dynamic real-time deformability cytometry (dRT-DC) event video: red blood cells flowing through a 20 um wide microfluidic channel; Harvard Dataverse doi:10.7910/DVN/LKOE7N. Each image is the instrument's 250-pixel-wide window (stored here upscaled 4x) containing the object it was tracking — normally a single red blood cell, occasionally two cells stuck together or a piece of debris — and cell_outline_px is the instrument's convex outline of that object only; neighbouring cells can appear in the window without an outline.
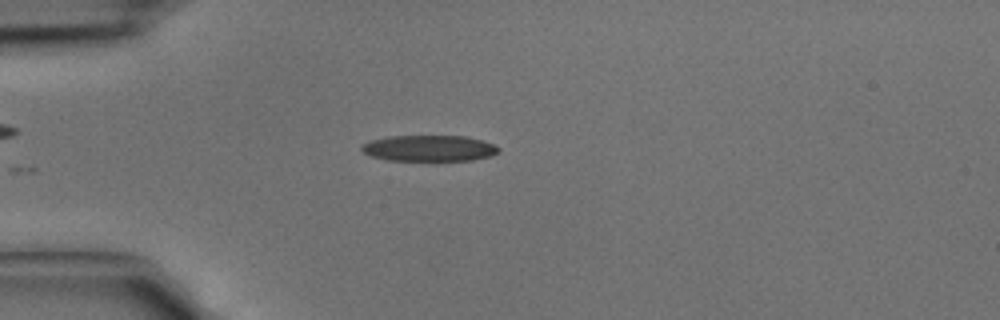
{"species": "common noctule bat (a hibernating species)", "species_latin": "Nyctalus noctula", "temperature_condition": "cold", "stored_images_in_passage": 25, "camera_frame_rate_fps": 3000, "um_per_image_px": 0.085, "animal": {"sex": "male", "body_mass_g": 15.6}, "frame": {"image": 1, "passage_image": 1, "time_ms": 0.0, "image_size_px": [1000, 320], "cell_outline_px": [[500, 152], [492, 156], [472, 160], [388, 160], [372, 156], [364, 152], [360, 148], [364, 144], [372, 140], [388, 136], [464, 136], [484, 140], [500, 148]], "centroid_in_image_um": [36.53, 12.6], "position_along_channel_um": 48.5, "area_um2": 20.69}}
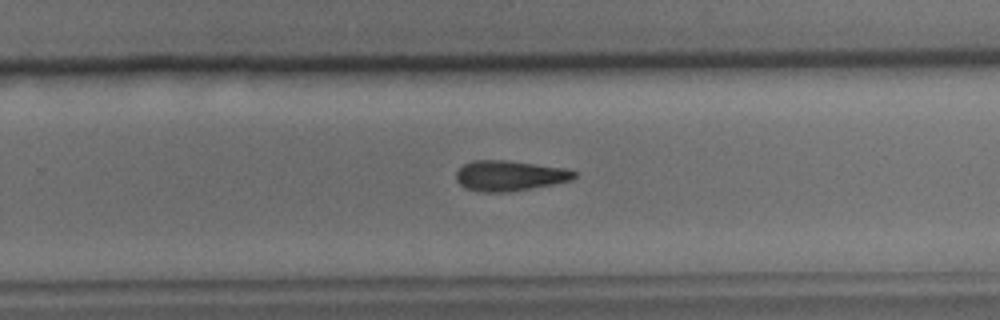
{"frame": {"image": 2, "passage_image": 17, "time_ms": 5.333, "image_size_px": [1000, 320], "cell_outline_px": [[576, 176], [572, 180], [552, 184], [508, 192], [484, 192], [464, 188], [456, 180], [456, 172], [464, 164], [472, 160], [508, 160], [564, 168], [576, 172]], "centroid_in_image_um": [43.28, 14.93], "position_along_channel_um": 286.5, "area_um2": 20.81}}